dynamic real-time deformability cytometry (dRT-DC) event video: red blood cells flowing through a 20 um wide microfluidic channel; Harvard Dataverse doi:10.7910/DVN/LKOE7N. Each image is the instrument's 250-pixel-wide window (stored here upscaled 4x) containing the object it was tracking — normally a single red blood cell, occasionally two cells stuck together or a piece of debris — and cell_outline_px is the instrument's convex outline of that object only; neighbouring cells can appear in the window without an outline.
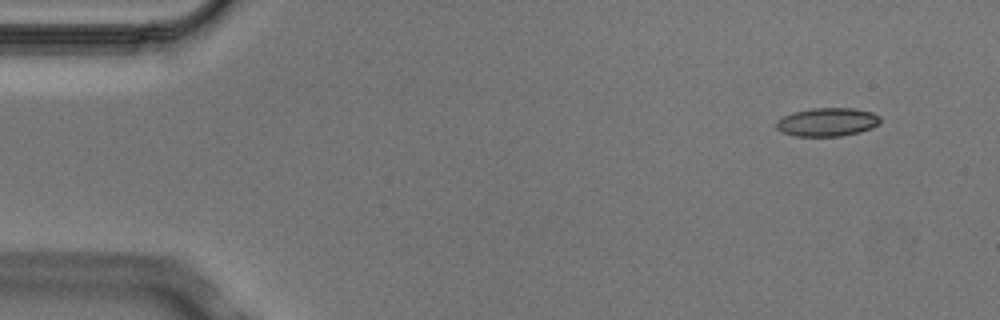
{"species": "Egyptian fruit bat (a non-hibernating species)", "species_latin": "Rousettus aegyptiacus", "temperature_condition": "cold", "stored_images_in_passage": 3, "camera_frame_rate_fps": 3000, "um_per_image_px": 0.085, "animal": {"sex": "male"}, "frame": {"image": 1, "passage_image": 1, "time_ms": 0.0, "image_size_px": [1000, 320], "cell_outline_px": [[880, 124], [872, 128], [860, 132], [844, 136], [796, 136], [784, 132], [776, 128], [776, 120], [792, 112], [812, 108], [852, 108], [872, 112], [880, 116]], "centroid_in_image_um": [70.34, 10.37], "position_along_channel_um": 14.7, "area_um2": 17.34}}